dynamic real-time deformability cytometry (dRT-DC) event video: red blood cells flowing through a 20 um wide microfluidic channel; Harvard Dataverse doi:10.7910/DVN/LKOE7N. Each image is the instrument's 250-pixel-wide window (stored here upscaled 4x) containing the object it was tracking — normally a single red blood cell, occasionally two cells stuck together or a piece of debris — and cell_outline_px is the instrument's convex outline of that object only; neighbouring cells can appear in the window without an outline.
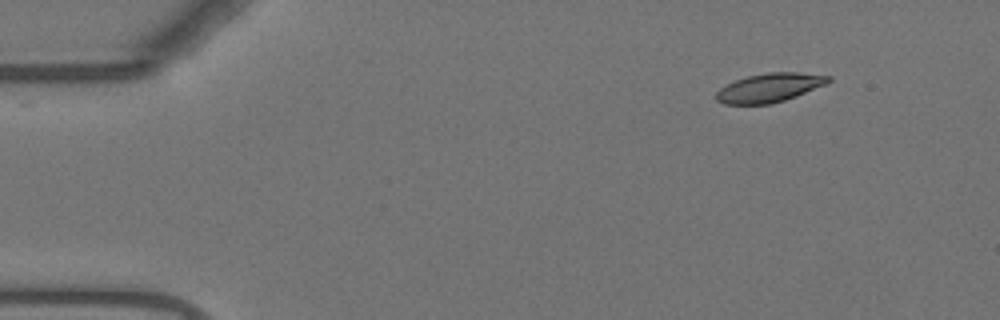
{"species": "Egyptian fruit bat (a non-hibernating species)", "species_latin": "Rousettus aegyptiacus", "temperature_condition": "warm", "stored_images_in_passage": 50, "camera_frame_rate_fps": 3000, "um_per_image_px": 0.085, "animal": {"sex": "female"}, "frame": {"image": 1, "passage_image": 1, "time_ms": 0.0, "image_size_px": [1000, 320], "cell_outline_px": [[832, 80], [824, 84], [796, 96], [772, 104], [724, 104], [716, 100], [716, 92], [720, 88], [736, 80], [748, 76], [768, 72], [796, 72], [832, 76]], "centroid_in_image_um": [65.39, 7.45], "position_along_channel_um": 19.6, "area_um2": 18.67}}
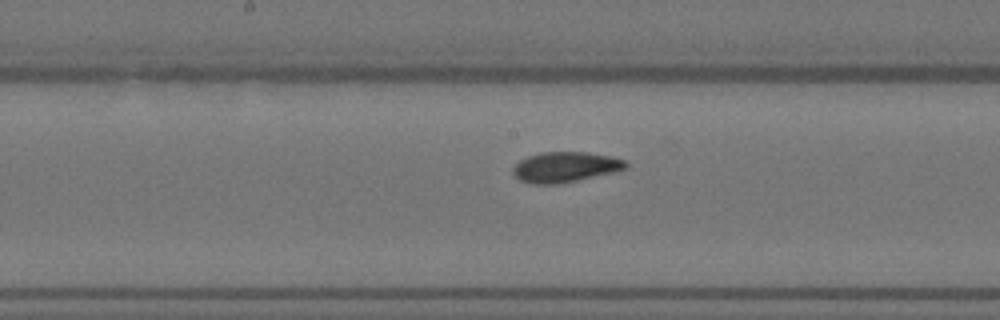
{"frame": {"image": 2, "passage_image": 23, "time_ms": 7.333, "image_size_px": [1000, 320], "cell_outline_px": [[628, 168], [616, 172], [556, 184], [528, 184], [520, 180], [512, 172], [512, 168], [520, 160], [528, 156], [540, 152], [588, 152], [628, 160]], "centroid_in_image_um": [48.06, 14.2], "position_along_channel_um": 200.1, "area_um2": 20.06}}
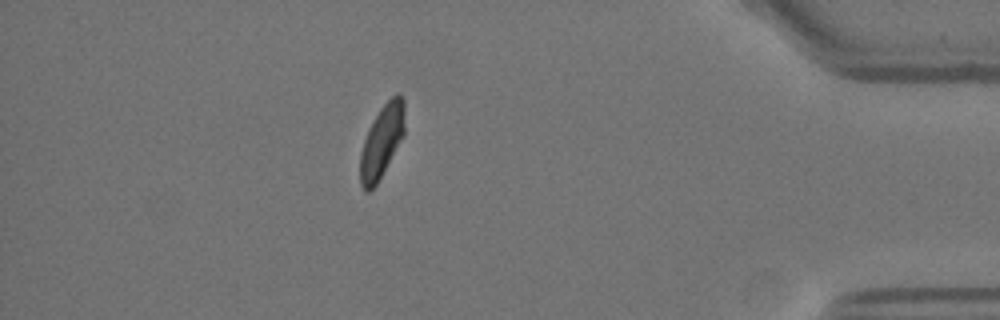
{"frame": {"image": 3, "passage_image": 43, "time_ms": 14.0, "image_size_px": [1000, 320], "cell_outline_px": [[404, 132], [376, 184], [368, 192], [364, 192], [360, 184], [360, 152], [368, 128], [372, 120], [380, 108], [396, 92], [400, 92], [404, 100]], "centroid_in_image_um": [32.42, 11.97], "position_along_channel_um": 402.8, "area_um2": 18.55}, "authors_computed_cell_mechanics": {"area_um2": 19.652, "velocity_mm_per_s": 3.6945, "shape_relaxation_time_tau1_ms": 4.0235, "shape_relaxation_time_tau2_ms": 1.5181, "deformation_change_tau1": 0.1597, "deformation_change_tau2": 0.0653}}